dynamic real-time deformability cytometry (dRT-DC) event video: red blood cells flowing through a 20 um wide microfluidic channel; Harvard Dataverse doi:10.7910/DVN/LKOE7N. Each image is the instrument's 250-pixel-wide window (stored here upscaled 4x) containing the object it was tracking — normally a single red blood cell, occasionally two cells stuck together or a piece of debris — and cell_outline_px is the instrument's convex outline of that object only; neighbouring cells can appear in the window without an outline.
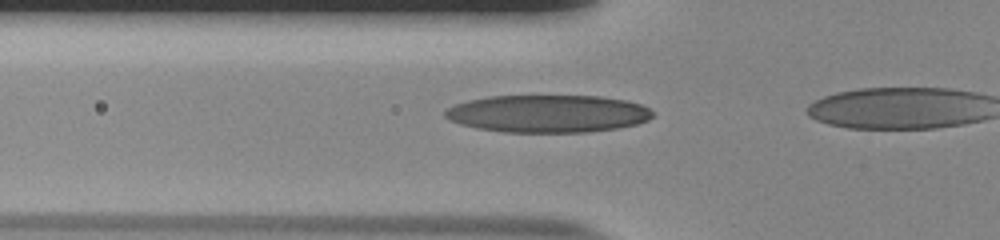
{"species": "human", "species_latin": "Homo sapiens", "temperature_condition": "room temperature", "stored_images_in_passage": 22, "camera_frame_rate_fps": 3000, "um_per_image_px": 0.085, "donor": {"sex": "male"}, "frame": {"image": 1, "passage_image": 10, "time_ms": 3.0, "image_size_px": [1000, 240], "cell_outline_px": [[652, 116], [648, 120], [636, 124], [620, 128], [588, 132], [504, 132], [476, 128], [460, 124], [448, 120], [444, 116], [444, 112], [448, 108], [456, 104], [468, 100], [488, 96], [600, 96], [628, 100], [640, 104], [648, 108], [652, 112]], "centroid_in_image_um": [46.56, 9.66], "position_along_channel_um": 79.2, "area_um2": 45.6}}
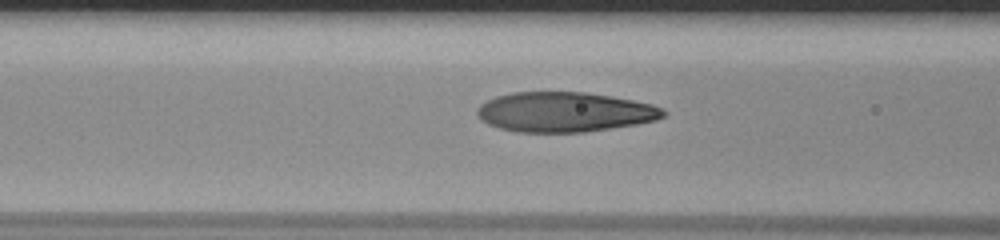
{"frame": {"image": 2, "passage_image": 13, "time_ms": 4.0, "image_size_px": [1000, 240], "cell_outline_px": [[668, 112], [664, 116], [656, 120], [636, 124], [584, 132], [516, 132], [500, 128], [488, 124], [480, 120], [476, 112], [476, 108], [480, 104], [496, 96], [512, 92], [584, 92], [612, 96], [652, 104], [664, 108]], "centroid_in_image_um": [47.98, 9.52], "position_along_channel_um": 118.6, "area_um2": 43.41}}
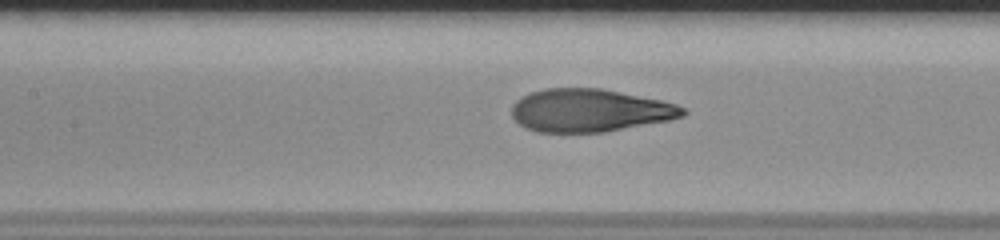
{"frame": {"image": 3, "passage_image": 16, "time_ms": 5.0, "image_size_px": [1000, 240], "cell_outline_px": [[688, 112], [684, 116], [668, 120], [604, 132], [536, 132], [520, 124], [512, 116], [512, 104], [516, 100], [532, 92], [544, 88], [600, 88], [660, 100], [676, 104], [684, 108]], "centroid_in_image_um": [50.12, 9.38], "position_along_channel_um": 157.3, "area_um2": 42.48}}